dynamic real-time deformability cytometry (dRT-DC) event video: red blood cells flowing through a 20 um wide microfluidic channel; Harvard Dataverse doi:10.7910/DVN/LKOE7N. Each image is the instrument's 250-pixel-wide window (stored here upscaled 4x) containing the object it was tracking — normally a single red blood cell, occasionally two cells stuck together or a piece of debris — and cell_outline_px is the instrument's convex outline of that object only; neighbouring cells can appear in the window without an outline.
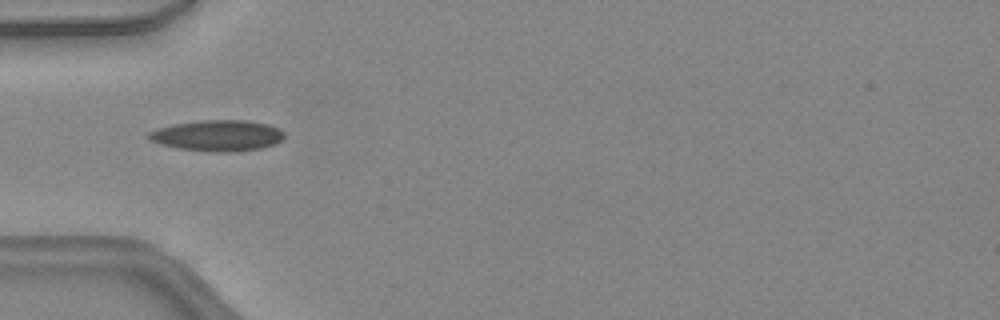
{"species": "common noctule bat (a hibernating species)", "species_latin": "Nyctalus noctula", "temperature_condition": "warm", "stored_images_in_passage": 4, "camera_frame_rate_fps": 3000, "um_per_image_px": 0.085, "animal": {"sex": "female", "body_mass_g": 24.6, "forearm_length_mm": 56.2}, "frame": {"image": 1, "passage_image": 2, "time_ms": 0.333, "image_size_px": [1000, 320], "cell_outline_px": [[284, 136], [276, 144], [260, 148], [236, 152], [212, 152], [180, 148], [160, 144], [148, 140], [144, 136], [148, 132], [156, 128], [172, 124], [200, 120], [244, 120], [268, 124], [280, 128], [284, 132]], "centroid_in_image_um": [18.46, 11.52], "position_along_channel_um": 66.5, "area_um2": 24.8}}